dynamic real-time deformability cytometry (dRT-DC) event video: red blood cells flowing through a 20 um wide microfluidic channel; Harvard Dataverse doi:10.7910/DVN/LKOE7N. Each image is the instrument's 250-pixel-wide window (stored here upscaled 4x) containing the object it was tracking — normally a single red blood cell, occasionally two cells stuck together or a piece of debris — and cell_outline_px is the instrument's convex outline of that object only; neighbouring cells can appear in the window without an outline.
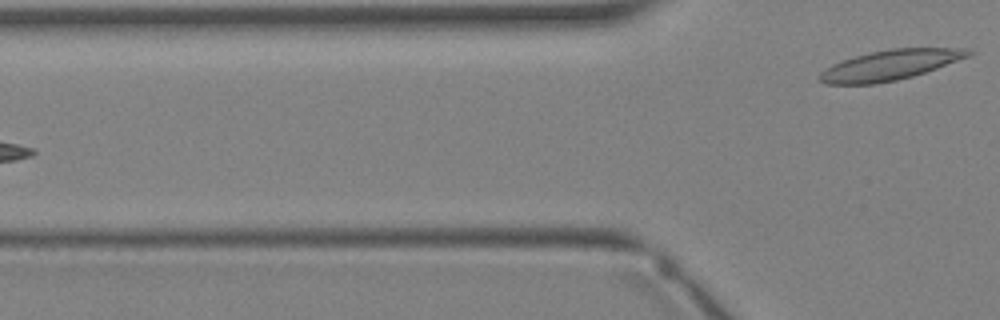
{"species": "Egyptian fruit bat (a non-hibernating species)", "species_latin": "Rousettus aegyptiacus", "temperature_condition": "warm", "stored_images_in_passage": 5, "camera_frame_rate_fps": 3000, "um_per_image_px": 0.085, "animal": {"sex": "female"}, "frame": {"image": 1, "passage_image": 5, "time_ms": 4.667, "image_size_px": [1000, 320], "cell_outline_px": [[972, 52], [968, 56], [936, 68], [912, 76], [896, 80], [876, 84], [824, 84], [816, 76], [824, 68], [832, 64], [856, 56], [872, 52], [892, 48], [964, 48]], "centroid_in_image_um": [75.57, 5.54], "position_along_channel_um": 50.2, "area_um2": 25.72}}